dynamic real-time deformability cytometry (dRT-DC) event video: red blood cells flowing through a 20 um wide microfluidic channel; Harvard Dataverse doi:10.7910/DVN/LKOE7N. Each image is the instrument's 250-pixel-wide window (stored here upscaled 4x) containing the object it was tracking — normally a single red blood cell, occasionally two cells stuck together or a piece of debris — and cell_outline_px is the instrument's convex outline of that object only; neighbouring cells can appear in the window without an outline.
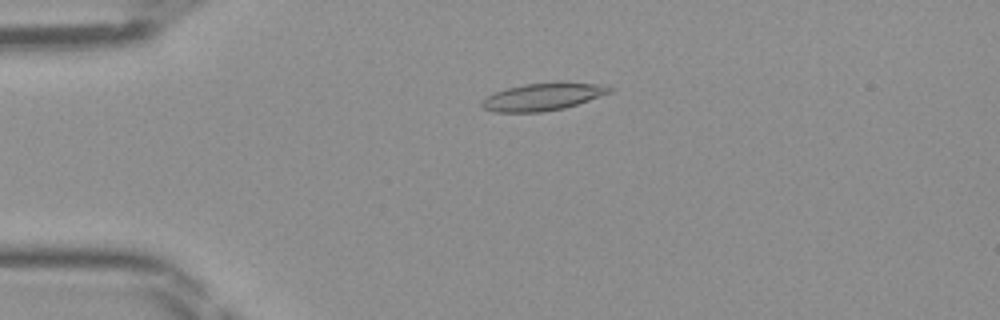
{"species": "Egyptian fruit bat (a non-hibernating species)", "species_latin": "Rousettus aegyptiacus", "temperature_condition": "room temperature", "stored_images_in_passage": 40, "camera_frame_rate_fps": 3000, "um_per_image_px": 0.085, "frame": {"image": 1, "passage_image": 4, "time_ms": 1.0, "image_size_px": [1000, 320], "cell_outline_px": [[616, 88], [612, 92], [564, 108], [540, 112], [496, 112], [484, 108], [480, 104], [480, 100], [496, 92], [508, 88], [524, 84], [596, 84]], "centroid_in_image_um": [46.09, 8.26], "position_along_channel_um": 38.9, "area_um2": 19.59}}
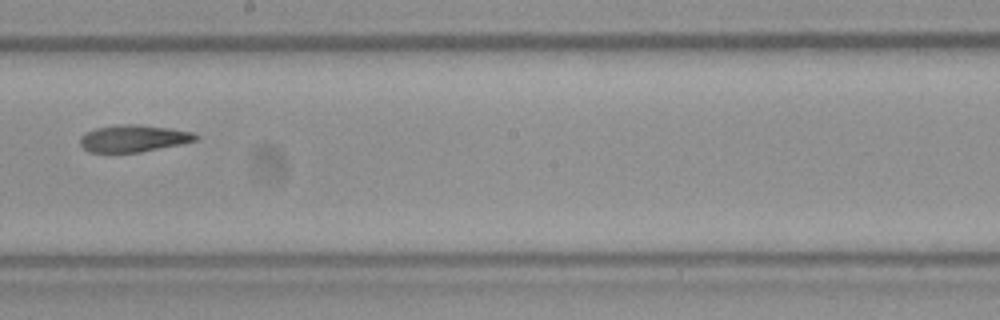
{"frame": {"image": 2, "passage_image": 20, "time_ms": 6.333, "image_size_px": [1000, 320], "cell_outline_px": [[200, 136], [196, 140], [180, 144], [140, 152], [88, 152], [80, 144], [80, 136], [84, 132], [96, 128], [120, 124], [136, 124], [172, 128], [192, 132]], "centroid_in_image_um": [11.33, 11.75], "position_along_channel_um": 236.9, "area_um2": 18.21}}
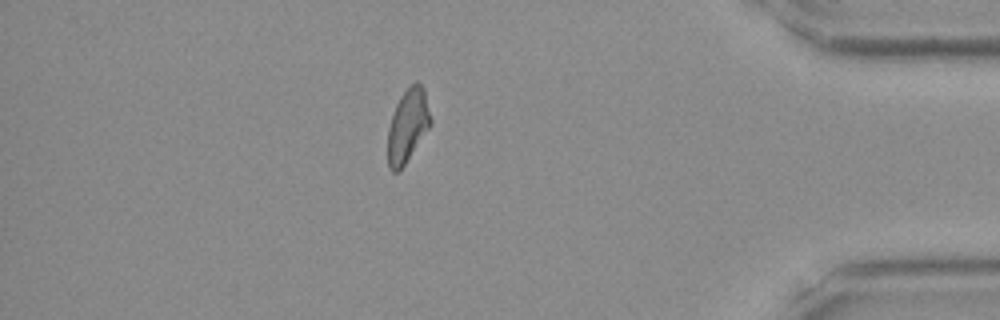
{"frame": {"image": 3, "passage_image": 34, "time_ms": 11.0, "image_size_px": [1000, 320], "cell_outline_px": [[432, 124], [404, 164], [396, 172], [392, 172], [388, 168], [388, 128], [396, 104], [400, 96], [416, 80], [424, 88], [432, 120]], "centroid_in_image_um": [34.66, 10.66], "position_along_channel_um": 400.5, "area_um2": 18.09}}